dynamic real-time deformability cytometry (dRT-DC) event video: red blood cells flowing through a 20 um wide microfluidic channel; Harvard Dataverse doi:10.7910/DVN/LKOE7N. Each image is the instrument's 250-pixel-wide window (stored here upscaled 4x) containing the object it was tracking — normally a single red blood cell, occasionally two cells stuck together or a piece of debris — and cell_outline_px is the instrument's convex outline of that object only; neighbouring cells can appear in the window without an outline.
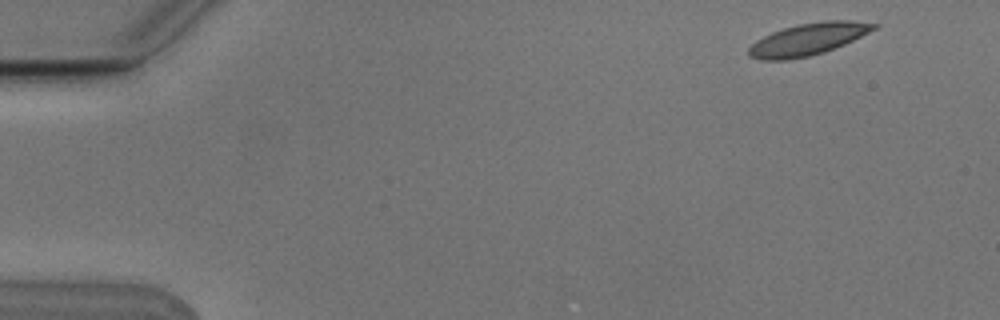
{"species": "Egyptian fruit bat (a non-hibernating species)", "species_latin": "Rousettus aegyptiacus", "temperature_condition": "cold", "stored_images_in_passage": 5, "segment_of_instrument_passage": [1, 2], "camera_frame_rate_fps": 3000, "um_per_image_px": 0.085, "animal": {"sex": "male"}, "frame": {"image": 1, "passage_image": 1, "time_ms": 0.0, "image_size_px": [1000, 320], "cell_outline_px": [[880, 24], [876, 28], [844, 44], [824, 52], [808, 56], [784, 60], [760, 60], [748, 56], [748, 48], [756, 40], [772, 32], [796, 24], [824, 20], [852, 20]], "centroid_in_image_um": [68.66, 3.33], "position_along_channel_um": 16.3, "area_um2": 23.24}}
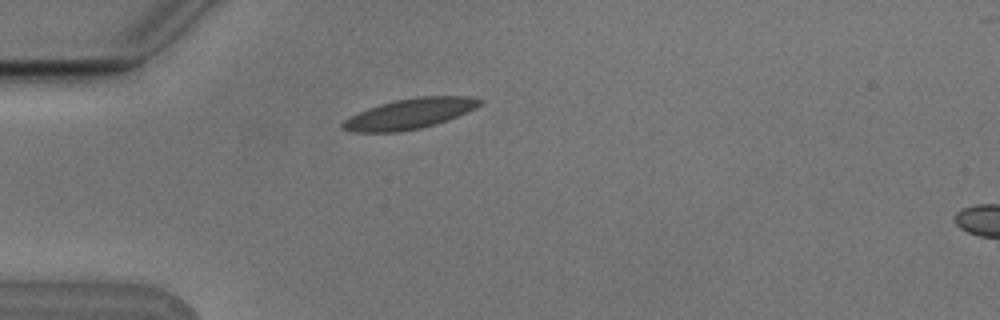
{"frame": {"image": 2, "passage_image": 4, "time_ms": 1.0, "image_size_px": [1000, 320], "cell_outline_px": [[484, 104], [476, 108], [448, 120], [436, 124], [420, 128], [400, 132], [352, 132], [340, 128], [340, 124], [344, 120], [368, 108], [380, 104], [396, 100], [416, 96], [472, 96], [484, 100]], "centroid_in_image_um": [34.87, 9.66], "position_along_channel_um": 50.1, "area_um2": 24.39}}